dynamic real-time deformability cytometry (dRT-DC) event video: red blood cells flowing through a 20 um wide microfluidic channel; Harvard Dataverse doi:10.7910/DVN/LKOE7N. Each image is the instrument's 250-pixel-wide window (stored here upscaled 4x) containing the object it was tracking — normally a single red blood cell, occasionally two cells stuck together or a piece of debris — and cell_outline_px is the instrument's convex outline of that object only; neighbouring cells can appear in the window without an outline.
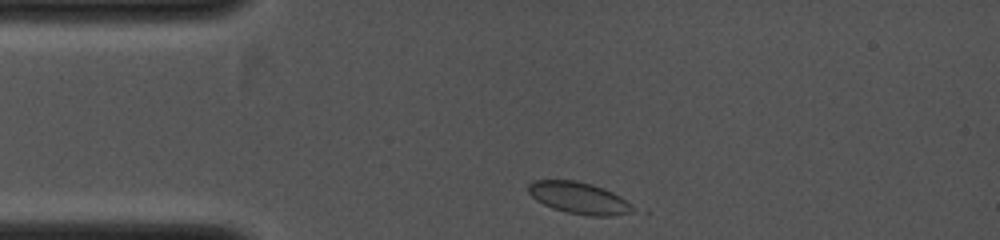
{"species": "common noctule bat (a hibernating species)", "species_latin": "Nyctalus noctula", "temperature_condition": "cold", "stored_images_in_passage": 14, "camera_frame_rate_fps": 4000, "um_per_image_px": 0.085, "animal": {"sex": "female", "body_mass_g": 19.0, "forearm_length_mm": 53.3}, "frame": {"image": 1, "passage_image": 1, "time_ms": 0.0, "image_size_px": [1000, 240], "cell_outline_px": [[648, 216], [592, 216], [568, 212], [552, 208], [536, 200], [528, 192], [528, 184], [532, 180], [576, 180], [592, 184], [604, 188], [648, 208]], "centroid_in_image_um": [49.61, 16.9], "position_along_channel_um": 35.4, "area_um2": 21.1}}
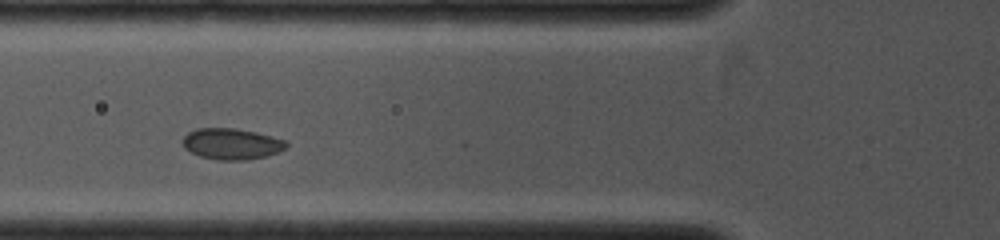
{"frame": {"image": 2, "passage_image": 8, "time_ms": 2.0, "image_size_px": [1000, 240], "cell_outline_px": [[288, 144], [280, 152], [268, 156], [248, 160], [216, 160], [200, 156], [184, 148], [180, 140], [188, 132], [196, 128], [236, 128], [256, 132], [288, 140]], "centroid_in_image_um": [19.69, 12.23], "position_along_channel_um": 106.1, "area_um2": 19.13}}
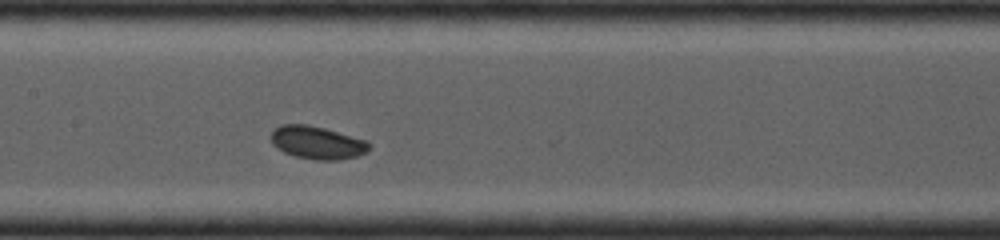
{"frame": {"image": 3, "passage_image": 14, "time_ms": 3.5, "image_size_px": [1000, 240], "cell_outline_px": [[372, 148], [368, 152], [360, 156], [336, 160], [316, 160], [296, 156], [284, 152], [276, 148], [272, 144], [272, 132], [280, 124], [308, 124], [324, 128], [368, 140], [372, 144]], "centroid_in_image_um": [27.03, 12.12], "position_along_channel_um": 180.4, "area_um2": 19.07}}